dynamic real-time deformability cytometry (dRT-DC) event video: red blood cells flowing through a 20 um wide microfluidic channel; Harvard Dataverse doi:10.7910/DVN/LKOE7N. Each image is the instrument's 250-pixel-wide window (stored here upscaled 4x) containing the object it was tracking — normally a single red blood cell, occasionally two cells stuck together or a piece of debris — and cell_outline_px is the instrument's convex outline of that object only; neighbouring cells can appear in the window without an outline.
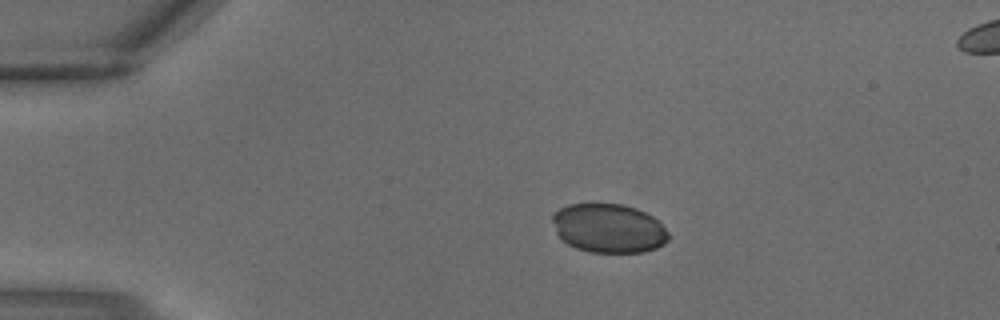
{"species": "common noctule bat (a hibernating species)", "species_latin": "Nyctalus noctula", "temperature_condition": "warm", "stored_images_in_passage": 2, "camera_frame_rate_fps": 3000, "um_per_image_px": 0.085, "animal": {"sex": "male", "body_mass_g": 18.8}, "frame": {"image": 1, "passage_image": 1, "time_ms": 0.0, "image_size_px": [1000, 320], "cell_outline_px": [[672, 236], [664, 244], [656, 248], [644, 252], [592, 252], [576, 248], [568, 244], [556, 232], [552, 220], [552, 216], [560, 208], [568, 204], [620, 204], [636, 208], [652, 216]], "centroid_in_image_um": [51.75, 19.41], "position_along_channel_um": 33.2, "area_um2": 32.95}}